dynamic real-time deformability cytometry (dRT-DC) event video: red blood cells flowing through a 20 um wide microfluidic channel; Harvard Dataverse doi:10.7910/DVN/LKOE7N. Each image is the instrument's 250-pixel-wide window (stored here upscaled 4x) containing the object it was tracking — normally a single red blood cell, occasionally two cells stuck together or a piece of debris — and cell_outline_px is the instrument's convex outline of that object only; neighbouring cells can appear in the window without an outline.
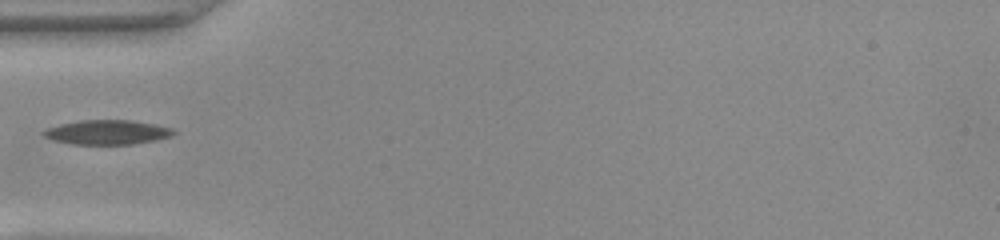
{"species": "common noctule bat (a hibernating species)", "species_latin": "Nyctalus noctula", "temperature_condition": "warm", "stored_images_in_passage": 36, "camera_frame_rate_fps": 3000, "um_per_image_px": 0.085, "animal": {"sex": "female", "body_mass_g": 22.0, "forearm_length_mm": 56.7}, "frame": {"image": 1, "passage_image": 1, "time_ms": 0.0, "image_size_px": [1000, 240], "cell_outline_px": [[176, 132], [172, 136], [156, 140], [132, 144], [72, 144], [56, 140], [44, 136], [40, 132], [48, 128], [60, 124], [80, 120], [128, 120], [152, 124], [172, 128]], "centroid_in_image_um": [9.12, 11.24], "position_along_channel_um": 75.9, "area_um2": 18.32}}
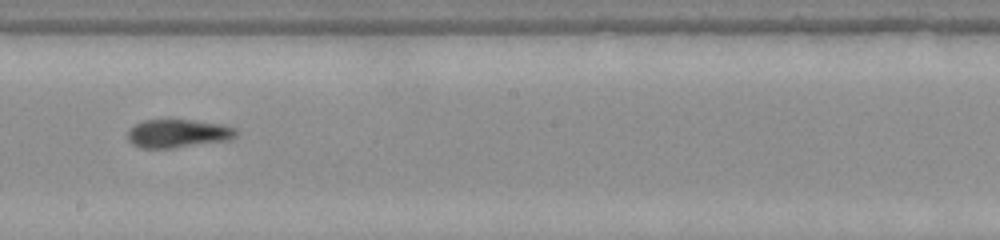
{"frame": {"image": 2, "passage_image": 13, "time_ms": 4.0, "image_size_px": [1000, 240], "cell_outline_px": [[236, 136], [232, 140], [172, 148], [140, 148], [132, 144], [128, 140], [128, 132], [136, 124], [144, 120], [192, 120], [220, 124], [236, 128]], "centroid_in_image_um": [15.15, 11.36], "position_along_channel_um": 233.1, "area_um2": 17.86}}
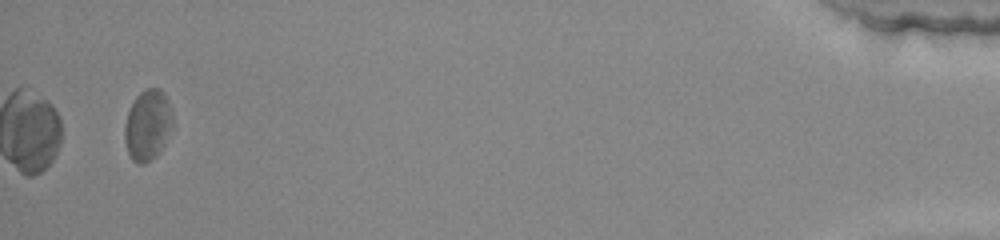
{"frame": {"image": 3, "passage_image": 34, "time_ms": 11.0, "image_size_px": [1000, 240], "cell_outline_px": [[172, 124], [164, 144], [160, 152], [156, 156], [144, 164], [136, 164], [132, 160], [128, 152], [124, 140], [124, 128], [128, 112], [136, 96], [144, 88], [160, 88], [172, 112]], "centroid_in_image_um": [12.53, 10.65], "position_along_channel_um": 422.7, "area_um2": 19.59}}